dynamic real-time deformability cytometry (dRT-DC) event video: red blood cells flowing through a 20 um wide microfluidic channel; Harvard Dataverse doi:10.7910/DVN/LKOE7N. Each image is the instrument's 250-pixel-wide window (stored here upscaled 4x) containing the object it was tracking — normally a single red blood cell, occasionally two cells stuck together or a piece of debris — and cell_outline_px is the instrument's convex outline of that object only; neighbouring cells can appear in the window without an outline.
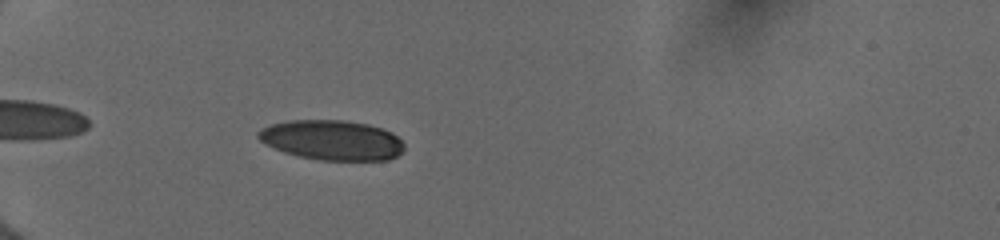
{"species": "human", "species_latin": "Homo sapiens", "temperature_condition": "cold", "stored_images_in_passage": 36, "camera_frame_rate_fps": 3000, "um_per_image_px": 0.085, "donor": {"sex": "female"}, "frame": {"image": 1, "passage_image": 3, "time_ms": 1.0, "image_size_px": [1000, 240], "cell_outline_px": [[404, 152], [388, 160], [320, 160], [300, 156], [284, 152], [264, 144], [256, 136], [256, 132], [260, 128], [272, 124], [288, 120], [344, 120], [368, 124], [384, 128], [392, 132], [404, 144]], "centroid_in_image_um": [28.21, 11.9], "position_along_channel_um": 56.8, "area_um2": 34.22}}
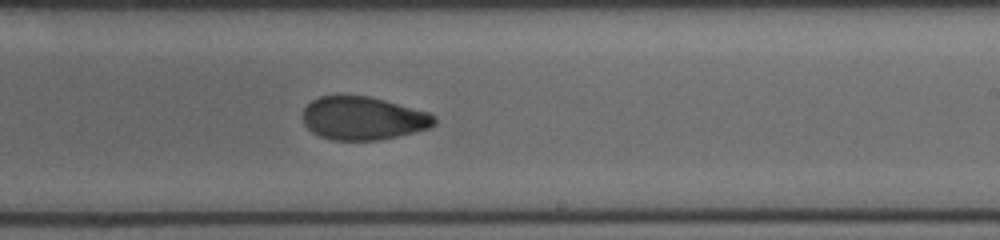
{"frame": {"image": 2, "passage_image": 19, "time_ms": 6.667, "image_size_px": [1000, 240], "cell_outline_px": [[436, 124], [428, 128], [380, 140], [332, 140], [320, 136], [312, 132], [304, 124], [304, 108], [312, 100], [320, 96], [368, 96], [384, 100], [428, 112], [436, 116]], "centroid_in_image_um": [30.86, 10.06], "position_along_channel_um": 258.1, "area_um2": 32.83}}
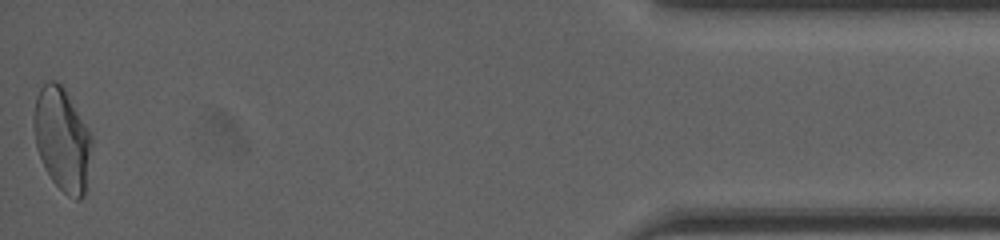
{"frame": {"image": 3, "passage_image": 36, "time_ms": 12.667, "image_size_px": [1000, 240], "cell_outline_px": [[92, 144], [84, 196], [80, 200], [76, 200], [68, 196], [52, 180], [44, 168], [36, 148], [32, 124], [32, 120], [36, 96], [44, 80], [56, 80], [64, 88], [92, 136]], "centroid_in_image_um": [5.25, 11.83], "position_along_channel_um": 430.0, "area_um2": 34.97}, "authors_computed_cell_mechanics": {"area_um2": 34.1887, "velocity_mm_per_s": 3.9928, "shape_relaxation_time_tau1_ms": null, "shape_relaxation_time_tau2_ms": 1.9535, "deformation_change_tau1": null, "deformation_change_tau2": 0.0671}}